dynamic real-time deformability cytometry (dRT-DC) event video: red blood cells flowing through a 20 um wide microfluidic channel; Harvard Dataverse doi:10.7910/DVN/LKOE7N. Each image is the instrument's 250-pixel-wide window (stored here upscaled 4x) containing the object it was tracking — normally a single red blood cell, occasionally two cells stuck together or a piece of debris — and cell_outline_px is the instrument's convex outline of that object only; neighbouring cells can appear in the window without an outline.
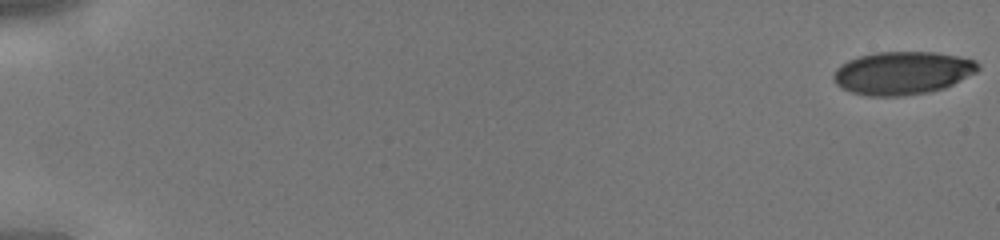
{"species": "human", "species_latin": "Homo sapiens", "temperature_condition": "cold", "stored_images_in_passage": 45, "camera_frame_rate_fps": 3000, "um_per_image_px": 0.085, "donor": {"sex": "male"}, "frame": {"image": 1, "passage_image": 1, "time_ms": 0.0, "image_size_px": [1000, 240], "cell_outline_px": [[980, 68], [976, 72], [944, 88], [928, 92], [900, 96], [868, 96], [852, 92], [836, 84], [832, 76], [836, 68], [840, 64], [848, 60], [860, 56], [876, 52], [936, 52], [976, 60], [980, 64]], "centroid_in_image_um": [76.7, 6.19], "position_along_channel_um": 8.3, "area_um2": 36.13}}
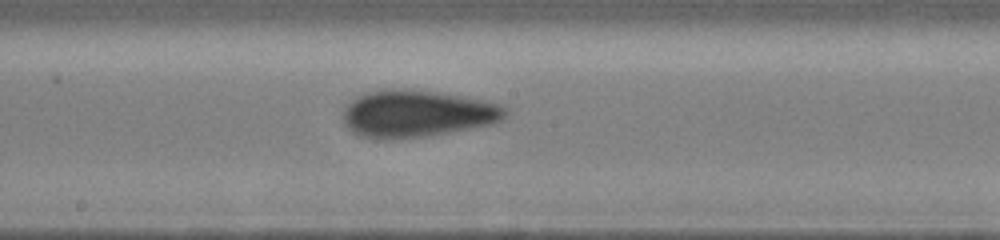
{"frame": {"image": 2, "passage_image": 26, "time_ms": 8.333, "image_size_px": [1000, 240], "cell_outline_px": [[508, 112], [500, 120], [492, 124], [424, 136], [388, 140], [384, 140], [360, 136], [352, 132], [344, 124], [344, 108], [352, 100], [368, 92], [388, 88], [400, 88], [436, 92], [464, 96], [484, 100], [500, 104], [508, 108]], "centroid_in_image_um": [35.43, 9.66], "position_along_channel_um": 212.8, "area_um2": 44.39}}
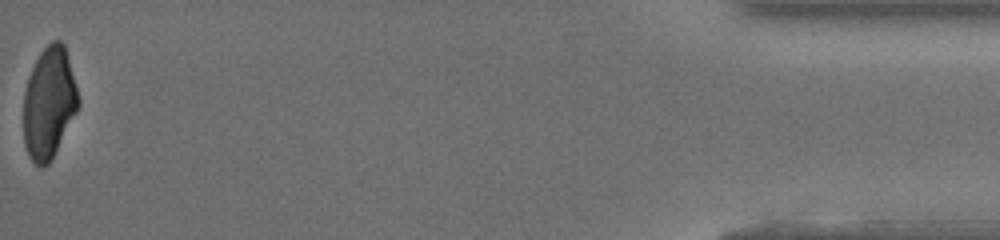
{"frame": {"image": 3, "passage_image": 45, "time_ms": 14.667, "image_size_px": [1000, 240], "cell_outline_px": [[80, 108], [52, 160], [48, 164], [40, 168], [28, 156], [24, 144], [24, 92], [28, 76], [40, 52], [52, 40], [60, 40], [64, 44], [68, 56], [80, 100]], "centroid_in_image_um": [4.18, 8.78], "position_along_channel_um": 431.0, "area_um2": 36.07}}